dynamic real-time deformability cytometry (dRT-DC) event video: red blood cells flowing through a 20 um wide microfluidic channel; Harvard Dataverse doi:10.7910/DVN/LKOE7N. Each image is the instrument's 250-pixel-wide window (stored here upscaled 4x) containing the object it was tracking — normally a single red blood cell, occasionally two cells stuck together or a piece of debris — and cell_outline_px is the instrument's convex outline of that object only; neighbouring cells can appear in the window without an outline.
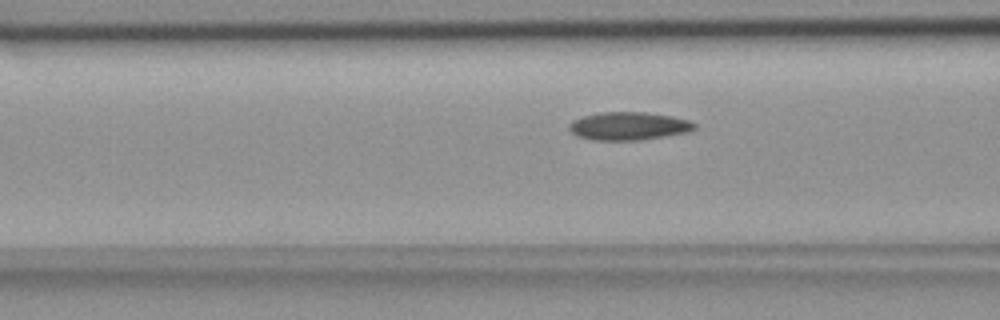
{"species": "common noctule bat (a hibernating species)", "species_latin": "Nyctalus noctula", "temperature_condition": "room temperature", "stored_images_in_passage": 40, "camera_frame_rate_fps": 3000, "um_per_image_px": 0.085, "animal": {"sex": "female", "body_mass_g": 18.4}, "frame": {"image": 1, "passage_image": 7, "time_ms": 2.0, "image_size_px": [1000, 320], "cell_outline_px": [[696, 128], [688, 132], [640, 140], [592, 140], [576, 136], [568, 128], [568, 124], [572, 120], [584, 116], [600, 112], [644, 112], [672, 116], [688, 120], [696, 124]], "centroid_in_image_um": [53.41, 10.71], "position_along_channel_um": 113.2, "area_um2": 20.52}}
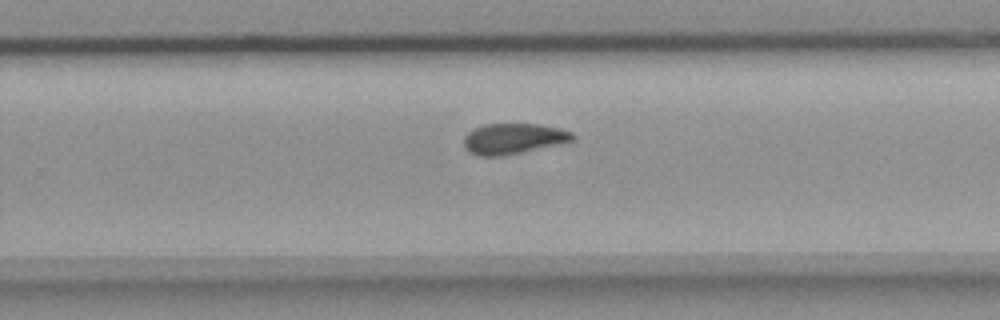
{"frame": {"image": 2, "passage_image": 21, "time_ms": 6.667, "image_size_px": [1000, 320], "cell_outline_px": [[576, 136], [572, 140], [520, 152], [500, 156], [476, 156], [468, 152], [464, 148], [464, 136], [472, 128], [484, 124], [540, 124], [560, 128], [572, 132]], "centroid_in_image_um": [43.56, 11.77], "position_along_channel_um": 286.2, "area_um2": 19.31}}
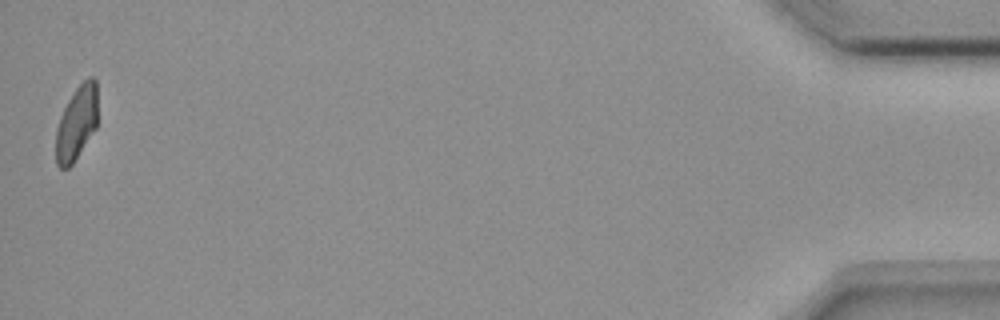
{"frame": {"image": 3, "passage_image": 40, "time_ms": 13.0, "image_size_px": [1000, 320], "cell_outline_px": [[96, 128], [72, 164], [68, 168], [60, 168], [56, 164], [56, 128], [60, 116], [68, 100], [76, 88], [88, 76], [92, 76], [96, 80]], "centroid_in_image_um": [6.49, 10.46], "position_along_channel_um": 428.7, "area_um2": 17.86}, "authors_computed_cell_mechanics": {"area_um2": 19.6809, "velocity_mm_per_s": 3.72, "shape_relaxation_time_tau1_ms": null, "shape_relaxation_time_tau2_ms": 7.2412, "deformation_change_tau1": null, "deformation_change_tau2": 0.1253}}